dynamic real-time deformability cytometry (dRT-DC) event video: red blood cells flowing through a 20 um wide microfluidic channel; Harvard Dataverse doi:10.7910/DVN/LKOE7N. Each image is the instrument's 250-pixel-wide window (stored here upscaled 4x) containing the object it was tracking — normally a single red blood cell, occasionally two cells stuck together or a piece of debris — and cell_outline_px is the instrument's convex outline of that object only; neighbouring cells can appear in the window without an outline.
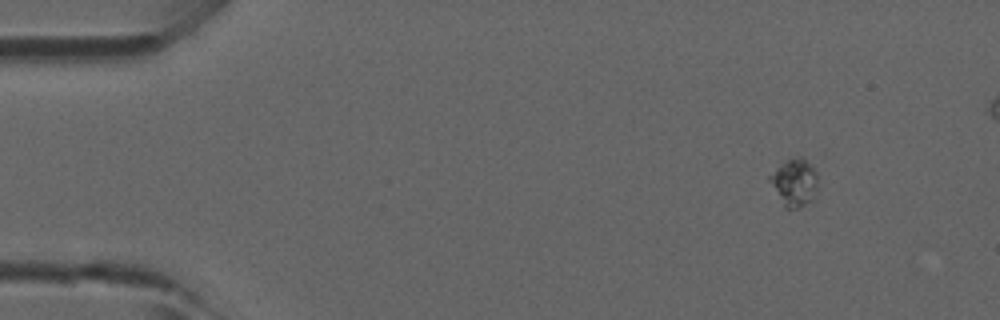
{"species": "common noctule bat (a hibernating species)", "species_latin": "Nyctalus noctula", "temperature_condition": "room temperature", "stored_images_in_passage": 4, "camera_frame_rate_fps": 3000, "um_per_image_px": 0.085, "animal": {"sex": "male", "forearm_length_mm": 52.5}, "frame": {"image": 1, "passage_image": 1, "time_ms": 0.0, "image_size_px": [1000, 320], "cell_outline_px": [[816, 192], [812, 200], [796, 208], [784, 208], [768, 180], [768, 176], [780, 164], [788, 160], [800, 156], [812, 164], [816, 172]], "centroid_in_image_um": [67.5, 15.5], "position_along_channel_um": 17.5, "area_um2": 13.18}}